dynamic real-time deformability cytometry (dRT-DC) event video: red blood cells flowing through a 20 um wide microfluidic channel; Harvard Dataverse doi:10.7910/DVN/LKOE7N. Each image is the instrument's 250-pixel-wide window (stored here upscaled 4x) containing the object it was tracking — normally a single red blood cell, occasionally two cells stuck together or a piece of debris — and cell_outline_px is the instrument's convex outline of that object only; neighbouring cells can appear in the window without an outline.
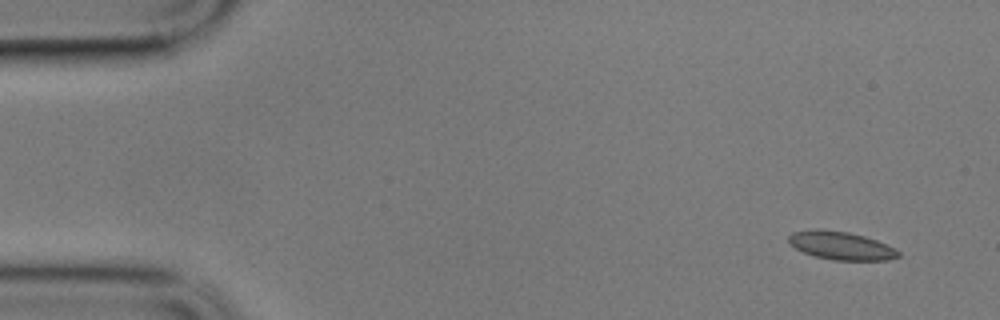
{"species": "common noctule bat (a hibernating species)", "species_latin": "Nyctalus noctula", "temperature_condition": "cold", "stored_images_in_passage": 56, "camera_frame_rate_fps": 3000, "um_per_image_px": 0.085, "animal": {"sex": "male", "body_mass_g": 17.9}, "frame": {"image": 1, "passage_image": 1, "time_ms": 0.0, "image_size_px": [1000, 320], "cell_outline_px": [[900, 256], [888, 260], [832, 260], [812, 256], [788, 244], [788, 236], [792, 232], [848, 232], [864, 236], [876, 240], [900, 252]], "centroid_in_image_um": [71.51, 20.93], "position_along_channel_um": 13.5, "area_um2": 17.22}}
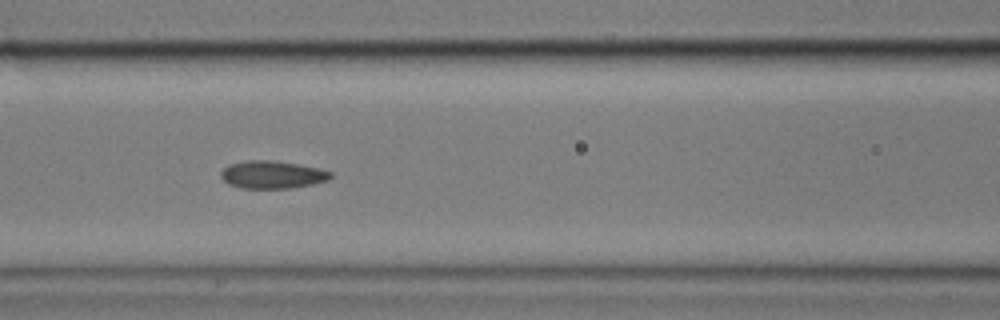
{"frame": {"image": 2, "passage_image": 22, "time_ms": 7.0, "image_size_px": [1000, 320], "cell_outline_px": [[332, 176], [328, 180], [312, 184], [292, 188], [240, 188], [228, 184], [220, 176], [220, 172], [228, 164], [244, 160], [272, 160], [300, 164], [320, 168], [332, 172]], "centroid_in_image_um": [23.13, 14.83], "position_along_channel_um": 143.5, "area_um2": 17.92}}
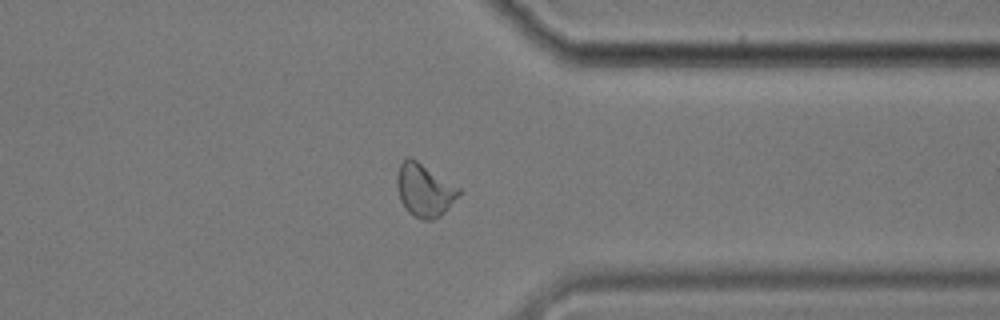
{"frame": {"image": 3, "passage_image": 43, "time_ms": 14.0, "image_size_px": [1000, 320], "cell_outline_px": [[464, 192], [440, 216], [432, 220], [424, 220], [412, 216], [408, 212], [400, 200], [396, 184], [396, 176], [400, 164], [408, 156], [416, 160], [460, 188]], "centroid_in_image_um": [36.08, 16.18], "position_along_channel_um": 375.3, "area_um2": 19.13}, "authors_computed_cell_mechanics": {"area_um2": 17.9758, "velocity_mm_per_s": 3.3819, "shape_relaxation_time_tau1_ms": 6.219, "shape_relaxation_time_tau2_ms": 1.874, "deformation_change_tau1": 0.1339, "deformation_change_tau2": 0.0691}}